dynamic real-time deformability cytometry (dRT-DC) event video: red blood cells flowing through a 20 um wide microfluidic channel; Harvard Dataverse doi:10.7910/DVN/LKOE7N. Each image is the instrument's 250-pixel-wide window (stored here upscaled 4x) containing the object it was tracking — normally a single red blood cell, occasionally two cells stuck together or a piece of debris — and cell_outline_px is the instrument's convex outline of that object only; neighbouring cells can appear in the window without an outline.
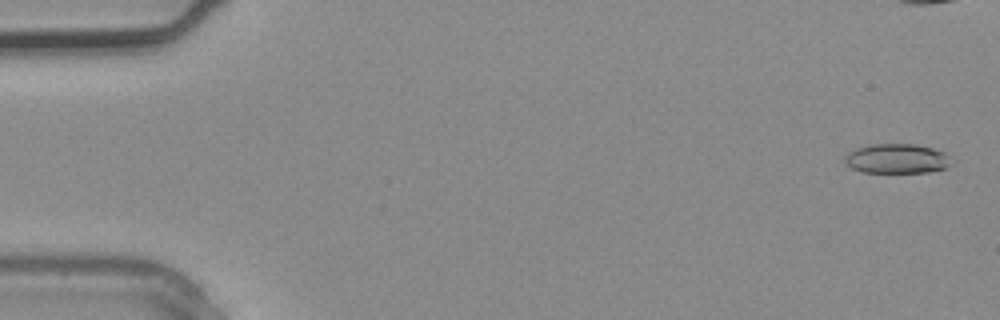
{"species": "common noctule bat (a hibernating species)", "species_latin": "Nyctalus noctula", "temperature_condition": "warm", "stored_images_in_passage": 5, "camera_frame_rate_fps": 3000, "um_per_image_px": 0.085, "animal": {"sex": "male", "body_mass_g": 20.4}, "frame": {"image": 1, "passage_image": 1, "time_ms": 0.0, "image_size_px": [1000, 320], "cell_outline_px": [[956, 160], [948, 168], [928, 172], [860, 172], [844, 164], [844, 156], [848, 152], [856, 148], [868, 144], [916, 144], [932, 148], [944, 152]], "centroid_in_image_um": [76.26, 13.48], "position_along_channel_um": 8.7, "area_um2": 18.84}}